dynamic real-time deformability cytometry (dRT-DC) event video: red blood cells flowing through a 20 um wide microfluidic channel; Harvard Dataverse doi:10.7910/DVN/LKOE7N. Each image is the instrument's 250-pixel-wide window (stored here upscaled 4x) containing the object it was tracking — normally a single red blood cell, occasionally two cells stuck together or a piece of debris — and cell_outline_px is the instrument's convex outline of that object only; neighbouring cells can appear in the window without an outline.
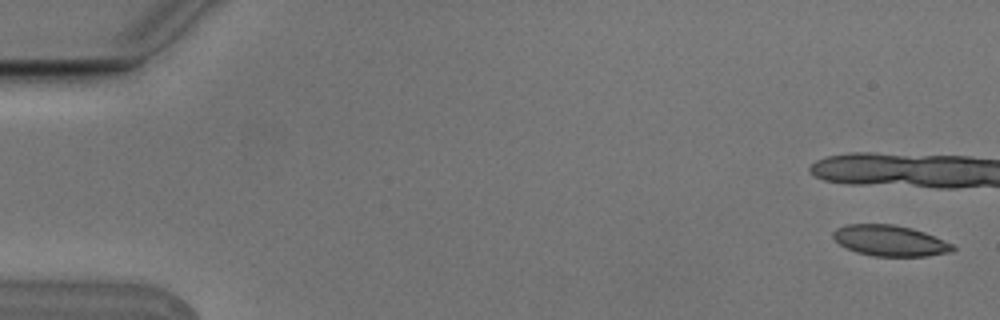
{"species": "Egyptian fruit bat (a non-hibernating species)", "species_latin": "Rousettus aegyptiacus", "temperature_condition": "cold", "stored_images_in_passage": 10, "camera_frame_rate_fps": 3000, "um_per_image_px": 0.085, "animal": {"sex": "male"}, "frame": {"image": 1, "passage_image": 1, "time_ms": 0.0, "image_size_px": [1000, 320], "cell_outline_px": [[956, 248], [952, 252], [928, 256], [872, 256], [856, 252], [840, 244], [832, 236], [832, 232], [836, 228], [844, 224], [892, 224], [912, 228], [924, 232], [952, 244]], "centroid_in_image_um": [75.63, 20.45], "position_along_channel_um": 9.4, "area_um2": 21.5}}